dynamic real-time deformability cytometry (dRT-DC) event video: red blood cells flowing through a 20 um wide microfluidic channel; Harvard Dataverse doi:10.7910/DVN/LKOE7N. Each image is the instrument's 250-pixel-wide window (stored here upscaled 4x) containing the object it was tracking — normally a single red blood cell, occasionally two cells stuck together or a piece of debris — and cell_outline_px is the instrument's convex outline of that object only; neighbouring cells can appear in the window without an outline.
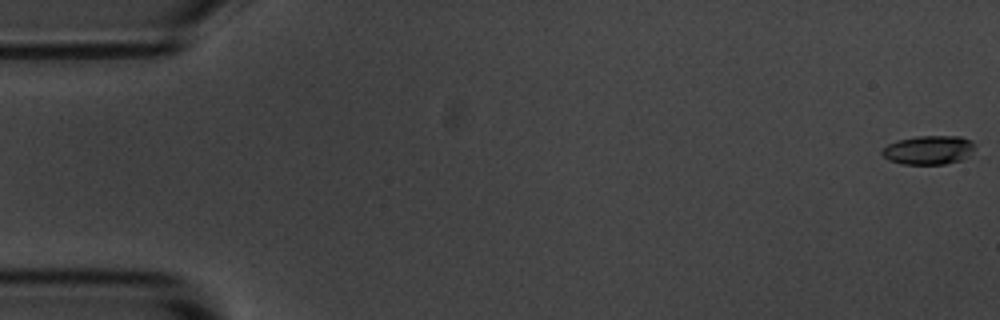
{"species": "common noctule bat (a hibernating species)", "species_latin": "Nyctalus noctula", "temperature_condition": "room temperature", "stored_images_in_passage": 55, "camera_frame_rate_fps": 3000, "um_per_image_px": 0.085, "animal": {"sex": "male", "body_mass_g": 20.1, "forearm_length_mm": 53.5}, "frame": {"image": 1, "passage_image": 1, "time_ms": 0.0, "image_size_px": [1000, 320], "cell_outline_px": [[976, 144], [968, 156], [960, 160], [944, 164], [904, 164], [888, 160], [880, 152], [888, 144], [896, 140], [916, 136], [960, 136], [972, 140]], "centroid_in_image_um": [78.93, 12.74], "position_along_channel_um": 6.1, "area_um2": 15.66}}
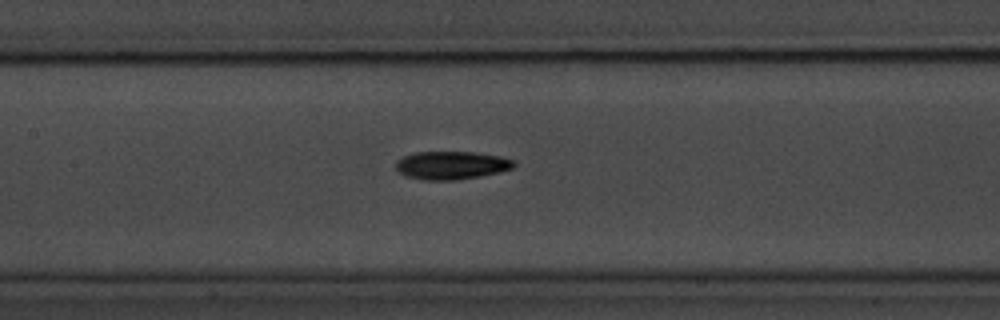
{"frame": {"image": 2, "passage_image": 26, "time_ms": 8.333, "image_size_px": [1000, 320], "cell_outline_px": [[516, 164], [512, 168], [480, 176], [456, 180], [424, 180], [408, 176], [400, 172], [396, 168], [396, 160], [404, 156], [416, 152], [476, 152], [500, 156], [512, 160]], "centroid_in_image_um": [38.36, 14.04], "position_along_channel_um": 169.0, "area_um2": 19.13}}
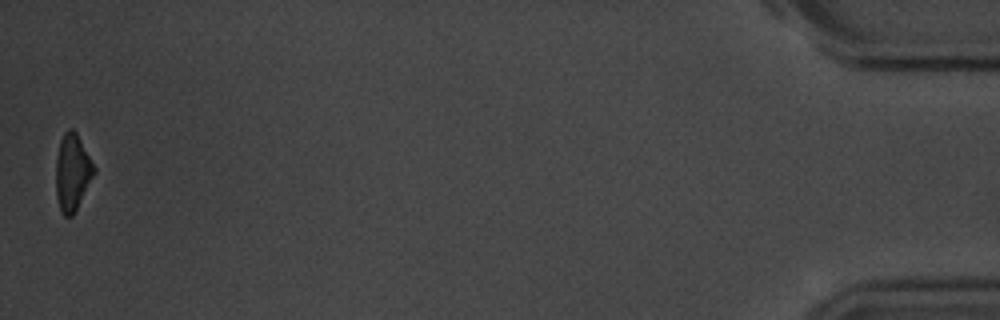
{"frame": {"image": 3, "passage_image": 55, "time_ms": 18.0, "image_size_px": [1000, 320], "cell_outline_px": [[96, 172], [72, 216], [64, 216], [60, 212], [56, 196], [56, 160], [60, 140], [64, 132], [68, 128], [72, 128], [76, 132], [96, 168]], "centroid_in_image_um": [6.14, 14.64], "position_along_channel_um": 429.1, "area_um2": 17.05}, "authors_computed_cell_mechanics": {"area_um2": 18.1492, "velocity_mm_per_s": 3.6745, "shape_relaxation_time_tau1_ms": 3.0301, "shape_relaxation_time_tau2_ms": null, "deformation_change_tau1": 0.1353, "deformation_change_tau2": null}}